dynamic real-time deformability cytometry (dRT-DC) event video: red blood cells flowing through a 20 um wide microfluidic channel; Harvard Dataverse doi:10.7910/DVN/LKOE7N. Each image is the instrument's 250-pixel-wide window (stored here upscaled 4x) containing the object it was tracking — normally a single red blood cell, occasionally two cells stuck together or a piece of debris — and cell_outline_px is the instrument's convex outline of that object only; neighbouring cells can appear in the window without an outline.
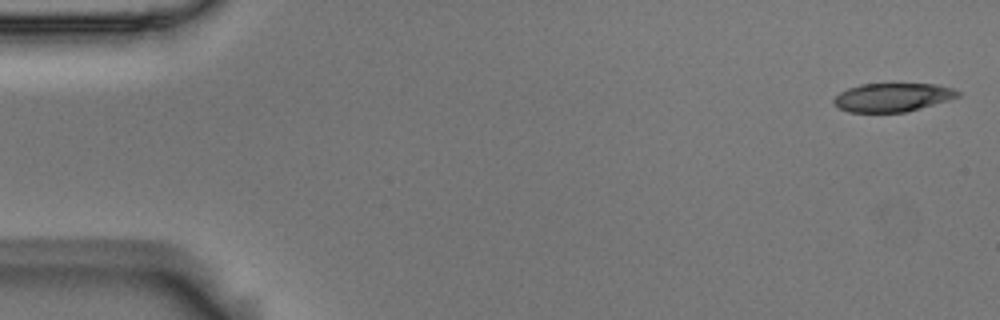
{"species": "Egyptian fruit bat (a non-hibernating species)", "species_latin": "Rousettus aegyptiacus", "temperature_condition": "room temperature", "stored_images_in_passage": 5, "segment_of_instrument_passage": [2, 2], "camera_frame_rate_fps": 3000, "um_per_image_px": 0.085, "animal": {"sex": "male"}, "frame": {"image": 1, "passage_image": 5, "time_ms": 1.333, "image_size_px": [1000, 320], "cell_outline_px": [[960, 96], [948, 100], [920, 108], [904, 112], [848, 112], [840, 108], [832, 100], [840, 92], [848, 88], [860, 84], [936, 84], [952, 88], [960, 92]], "centroid_in_image_um": [75.86, 8.27], "position_along_channel_um": 9.1, "area_um2": 20.46}}